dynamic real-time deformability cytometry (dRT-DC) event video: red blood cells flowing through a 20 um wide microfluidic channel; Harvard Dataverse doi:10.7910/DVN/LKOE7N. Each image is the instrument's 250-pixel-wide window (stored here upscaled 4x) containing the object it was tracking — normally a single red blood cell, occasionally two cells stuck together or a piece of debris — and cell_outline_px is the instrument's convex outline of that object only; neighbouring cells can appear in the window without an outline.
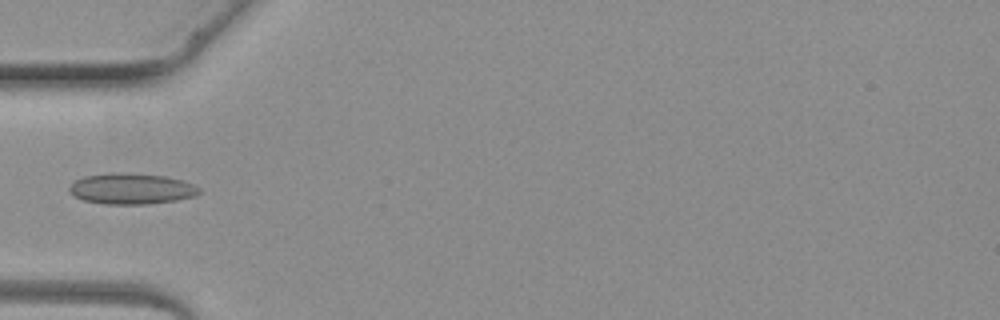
{"species": "common noctule bat (a hibernating species)", "species_latin": "Nyctalus noctula", "temperature_condition": "warm", "stored_images_in_passage": 2, "camera_frame_rate_fps": 3000, "um_per_image_px": 0.085, "animal": {"sex": "female", "body_mass_g": 19.3, "forearm_length_mm": 54.1}, "frame": {"image": 1, "passage_image": 2, "time_ms": 3.0, "image_size_px": [1000, 320], "cell_outline_px": [[200, 192], [196, 196], [176, 200], [148, 204], [104, 204], [84, 200], [72, 196], [68, 192], [68, 188], [76, 180], [84, 176], [108, 172], [124, 172], [168, 176], [192, 184], [200, 188]], "centroid_in_image_um": [11.14, 16.03], "position_along_channel_um": 73.9, "area_um2": 23.64}}